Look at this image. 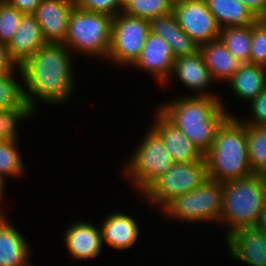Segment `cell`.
I'll return each instance as SVG.
<instances>
[{"mask_svg": "<svg viewBox=\"0 0 266 266\" xmlns=\"http://www.w3.org/2000/svg\"><path fill=\"white\" fill-rule=\"evenodd\" d=\"M199 51L214 82L227 84L241 65L220 39L200 45Z\"/></svg>", "mask_w": 266, "mask_h": 266, "instance_id": "obj_21", "label": "cell"}, {"mask_svg": "<svg viewBox=\"0 0 266 266\" xmlns=\"http://www.w3.org/2000/svg\"><path fill=\"white\" fill-rule=\"evenodd\" d=\"M207 179L206 160L174 163L141 195L149 204L162 210L175 197L195 190Z\"/></svg>", "mask_w": 266, "mask_h": 266, "instance_id": "obj_8", "label": "cell"}, {"mask_svg": "<svg viewBox=\"0 0 266 266\" xmlns=\"http://www.w3.org/2000/svg\"><path fill=\"white\" fill-rule=\"evenodd\" d=\"M181 29L199 46L219 39L221 31L206 0H184L172 10Z\"/></svg>", "mask_w": 266, "mask_h": 266, "instance_id": "obj_10", "label": "cell"}, {"mask_svg": "<svg viewBox=\"0 0 266 266\" xmlns=\"http://www.w3.org/2000/svg\"><path fill=\"white\" fill-rule=\"evenodd\" d=\"M222 201L224 239L240 228L254 227L266 201V176L253 173L224 182Z\"/></svg>", "mask_w": 266, "mask_h": 266, "instance_id": "obj_4", "label": "cell"}, {"mask_svg": "<svg viewBox=\"0 0 266 266\" xmlns=\"http://www.w3.org/2000/svg\"><path fill=\"white\" fill-rule=\"evenodd\" d=\"M219 39L241 64L250 63L252 25L222 28Z\"/></svg>", "mask_w": 266, "mask_h": 266, "instance_id": "obj_24", "label": "cell"}, {"mask_svg": "<svg viewBox=\"0 0 266 266\" xmlns=\"http://www.w3.org/2000/svg\"><path fill=\"white\" fill-rule=\"evenodd\" d=\"M23 13L0 0V42L8 44L18 29Z\"/></svg>", "mask_w": 266, "mask_h": 266, "instance_id": "obj_30", "label": "cell"}, {"mask_svg": "<svg viewBox=\"0 0 266 266\" xmlns=\"http://www.w3.org/2000/svg\"><path fill=\"white\" fill-rule=\"evenodd\" d=\"M221 97L180 95L156 107L205 155L214 144L218 127L229 116Z\"/></svg>", "mask_w": 266, "mask_h": 266, "instance_id": "obj_2", "label": "cell"}, {"mask_svg": "<svg viewBox=\"0 0 266 266\" xmlns=\"http://www.w3.org/2000/svg\"><path fill=\"white\" fill-rule=\"evenodd\" d=\"M34 111L27 103L24 107H18L11 110L0 111V141L15 139L18 140V123L26 121L34 115Z\"/></svg>", "mask_w": 266, "mask_h": 266, "instance_id": "obj_29", "label": "cell"}, {"mask_svg": "<svg viewBox=\"0 0 266 266\" xmlns=\"http://www.w3.org/2000/svg\"><path fill=\"white\" fill-rule=\"evenodd\" d=\"M144 134L122 168L125 178L140 195L175 163L161 137L150 126Z\"/></svg>", "mask_w": 266, "mask_h": 266, "instance_id": "obj_7", "label": "cell"}, {"mask_svg": "<svg viewBox=\"0 0 266 266\" xmlns=\"http://www.w3.org/2000/svg\"><path fill=\"white\" fill-rule=\"evenodd\" d=\"M247 148L251 170L266 176V125H247Z\"/></svg>", "mask_w": 266, "mask_h": 266, "instance_id": "obj_26", "label": "cell"}, {"mask_svg": "<svg viewBox=\"0 0 266 266\" xmlns=\"http://www.w3.org/2000/svg\"><path fill=\"white\" fill-rule=\"evenodd\" d=\"M149 32V20L119 13L113 17L110 51L106 60L116 66H132L140 57Z\"/></svg>", "mask_w": 266, "mask_h": 266, "instance_id": "obj_9", "label": "cell"}, {"mask_svg": "<svg viewBox=\"0 0 266 266\" xmlns=\"http://www.w3.org/2000/svg\"><path fill=\"white\" fill-rule=\"evenodd\" d=\"M204 157L211 180L224 183L251 176L246 124L229 115L218 127L214 144Z\"/></svg>", "mask_w": 266, "mask_h": 266, "instance_id": "obj_3", "label": "cell"}, {"mask_svg": "<svg viewBox=\"0 0 266 266\" xmlns=\"http://www.w3.org/2000/svg\"><path fill=\"white\" fill-rule=\"evenodd\" d=\"M113 17L79 8L71 11L64 44L72 53L94 59H107L110 51ZM101 58V59H100Z\"/></svg>", "mask_w": 266, "mask_h": 266, "instance_id": "obj_5", "label": "cell"}, {"mask_svg": "<svg viewBox=\"0 0 266 266\" xmlns=\"http://www.w3.org/2000/svg\"><path fill=\"white\" fill-rule=\"evenodd\" d=\"M19 72L17 79L16 73ZM20 79V81H18ZM27 104L20 67L0 73V111L24 107Z\"/></svg>", "mask_w": 266, "mask_h": 266, "instance_id": "obj_25", "label": "cell"}, {"mask_svg": "<svg viewBox=\"0 0 266 266\" xmlns=\"http://www.w3.org/2000/svg\"><path fill=\"white\" fill-rule=\"evenodd\" d=\"M175 57L168 43L152 32H149L140 57L132 65L155 77L159 85H163L170 77Z\"/></svg>", "mask_w": 266, "mask_h": 266, "instance_id": "obj_12", "label": "cell"}, {"mask_svg": "<svg viewBox=\"0 0 266 266\" xmlns=\"http://www.w3.org/2000/svg\"><path fill=\"white\" fill-rule=\"evenodd\" d=\"M16 68L18 65L10 56L7 44L0 42V73L13 71Z\"/></svg>", "mask_w": 266, "mask_h": 266, "instance_id": "obj_35", "label": "cell"}, {"mask_svg": "<svg viewBox=\"0 0 266 266\" xmlns=\"http://www.w3.org/2000/svg\"><path fill=\"white\" fill-rule=\"evenodd\" d=\"M104 218L100 224L103 247L125 250L138 241L141 228L131 215L115 211Z\"/></svg>", "mask_w": 266, "mask_h": 266, "instance_id": "obj_18", "label": "cell"}, {"mask_svg": "<svg viewBox=\"0 0 266 266\" xmlns=\"http://www.w3.org/2000/svg\"><path fill=\"white\" fill-rule=\"evenodd\" d=\"M254 227L266 236V201L264 203V206L258 216V219Z\"/></svg>", "mask_w": 266, "mask_h": 266, "instance_id": "obj_37", "label": "cell"}, {"mask_svg": "<svg viewBox=\"0 0 266 266\" xmlns=\"http://www.w3.org/2000/svg\"><path fill=\"white\" fill-rule=\"evenodd\" d=\"M224 241L233 260L248 266H266V236L255 227L240 228Z\"/></svg>", "mask_w": 266, "mask_h": 266, "instance_id": "obj_15", "label": "cell"}, {"mask_svg": "<svg viewBox=\"0 0 266 266\" xmlns=\"http://www.w3.org/2000/svg\"><path fill=\"white\" fill-rule=\"evenodd\" d=\"M227 83L234 96L248 103L266 88V67L251 63L241 64Z\"/></svg>", "mask_w": 266, "mask_h": 266, "instance_id": "obj_22", "label": "cell"}, {"mask_svg": "<svg viewBox=\"0 0 266 266\" xmlns=\"http://www.w3.org/2000/svg\"><path fill=\"white\" fill-rule=\"evenodd\" d=\"M17 227L0 211V266H27L31 262V247Z\"/></svg>", "mask_w": 266, "mask_h": 266, "instance_id": "obj_17", "label": "cell"}, {"mask_svg": "<svg viewBox=\"0 0 266 266\" xmlns=\"http://www.w3.org/2000/svg\"><path fill=\"white\" fill-rule=\"evenodd\" d=\"M76 8L109 15L111 17L117 16L123 12V4L121 0H73Z\"/></svg>", "mask_w": 266, "mask_h": 266, "instance_id": "obj_32", "label": "cell"}, {"mask_svg": "<svg viewBox=\"0 0 266 266\" xmlns=\"http://www.w3.org/2000/svg\"><path fill=\"white\" fill-rule=\"evenodd\" d=\"M258 19H266V0H240Z\"/></svg>", "mask_w": 266, "mask_h": 266, "instance_id": "obj_36", "label": "cell"}, {"mask_svg": "<svg viewBox=\"0 0 266 266\" xmlns=\"http://www.w3.org/2000/svg\"><path fill=\"white\" fill-rule=\"evenodd\" d=\"M151 128L161 137L168 154L175 163L204 161L202 152L171 123L157 108Z\"/></svg>", "mask_w": 266, "mask_h": 266, "instance_id": "obj_14", "label": "cell"}, {"mask_svg": "<svg viewBox=\"0 0 266 266\" xmlns=\"http://www.w3.org/2000/svg\"><path fill=\"white\" fill-rule=\"evenodd\" d=\"M172 10L173 5L169 0H129L123 6V12L127 15L147 20Z\"/></svg>", "mask_w": 266, "mask_h": 266, "instance_id": "obj_28", "label": "cell"}, {"mask_svg": "<svg viewBox=\"0 0 266 266\" xmlns=\"http://www.w3.org/2000/svg\"><path fill=\"white\" fill-rule=\"evenodd\" d=\"M73 8V0H41L34 15L47 43L65 42Z\"/></svg>", "mask_w": 266, "mask_h": 266, "instance_id": "obj_13", "label": "cell"}, {"mask_svg": "<svg viewBox=\"0 0 266 266\" xmlns=\"http://www.w3.org/2000/svg\"><path fill=\"white\" fill-rule=\"evenodd\" d=\"M129 0H121V3L124 5Z\"/></svg>", "mask_w": 266, "mask_h": 266, "instance_id": "obj_40", "label": "cell"}, {"mask_svg": "<svg viewBox=\"0 0 266 266\" xmlns=\"http://www.w3.org/2000/svg\"><path fill=\"white\" fill-rule=\"evenodd\" d=\"M47 42L34 14H23L19 26L7 44L9 54L19 66Z\"/></svg>", "mask_w": 266, "mask_h": 266, "instance_id": "obj_19", "label": "cell"}, {"mask_svg": "<svg viewBox=\"0 0 266 266\" xmlns=\"http://www.w3.org/2000/svg\"><path fill=\"white\" fill-rule=\"evenodd\" d=\"M72 58L64 43H46L19 65L25 99L34 111L37 101L56 106L73 97L76 78Z\"/></svg>", "mask_w": 266, "mask_h": 266, "instance_id": "obj_1", "label": "cell"}, {"mask_svg": "<svg viewBox=\"0 0 266 266\" xmlns=\"http://www.w3.org/2000/svg\"><path fill=\"white\" fill-rule=\"evenodd\" d=\"M64 232V244L69 257L87 261L102 253L103 243L100 227L85 220L68 225Z\"/></svg>", "mask_w": 266, "mask_h": 266, "instance_id": "obj_16", "label": "cell"}, {"mask_svg": "<svg viewBox=\"0 0 266 266\" xmlns=\"http://www.w3.org/2000/svg\"><path fill=\"white\" fill-rule=\"evenodd\" d=\"M18 140L8 139L0 141V177L6 179L22 178L25 164L20 154Z\"/></svg>", "mask_w": 266, "mask_h": 266, "instance_id": "obj_27", "label": "cell"}, {"mask_svg": "<svg viewBox=\"0 0 266 266\" xmlns=\"http://www.w3.org/2000/svg\"><path fill=\"white\" fill-rule=\"evenodd\" d=\"M23 14H34L41 0H3Z\"/></svg>", "mask_w": 266, "mask_h": 266, "instance_id": "obj_34", "label": "cell"}, {"mask_svg": "<svg viewBox=\"0 0 266 266\" xmlns=\"http://www.w3.org/2000/svg\"><path fill=\"white\" fill-rule=\"evenodd\" d=\"M6 183L4 182V180L0 177V208L1 209H3L2 208V199L4 198V195H5V190H6V185H5Z\"/></svg>", "mask_w": 266, "mask_h": 266, "instance_id": "obj_38", "label": "cell"}, {"mask_svg": "<svg viewBox=\"0 0 266 266\" xmlns=\"http://www.w3.org/2000/svg\"><path fill=\"white\" fill-rule=\"evenodd\" d=\"M173 77L174 79L176 77L180 83L189 88L193 92L192 96L221 97L218 93L204 91L208 89V86L210 88V84L214 81L200 51L192 55L175 58L170 77L161 87H166V85L167 88L170 87L172 80H174Z\"/></svg>", "mask_w": 266, "mask_h": 266, "instance_id": "obj_11", "label": "cell"}, {"mask_svg": "<svg viewBox=\"0 0 266 266\" xmlns=\"http://www.w3.org/2000/svg\"><path fill=\"white\" fill-rule=\"evenodd\" d=\"M223 183L205 180L198 188L175 197L162 210L170 220L187 224L221 222Z\"/></svg>", "mask_w": 266, "mask_h": 266, "instance_id": "obj_6", "label": "cell"}, {"mask_svg": "<svg viewBox=\"0 0 266 266\" xmlns=\"http://www.w3.org/2000/svg\"><path fill=\"white\" fill-rule=\"evenodd\" d=\"M169 1L172 3V5H174V4L182 2L184 0H169Z\"/></svg>", "mask_w": 266, "mask_h": 266, "instance_id": "obj_39", "label": "cell"}, {"mask_svg": "<svg viewBox=\"0 0 266 266\" xmlns=\"http://www.w3.org/2000/svg\"><path fill=\"white\" fill-rule=\"evenodd\" d=\"M149 24L150 32L168 43L175 58L199 51V45L181 29L173 11L151 18Z\"/></svg>", "mask_w": 266, "mask_h": 266, "instance_id": "obj_20", "label": "cell"}, {"mask_svg": "<svg viewBox=\"0 0 266 266\" xmlns=\"http://www.w3.org/2000/svg\"><path fill=\"white\" fill-rule=\"evenodd\" d=\"M250 63L266 67V19H258L252 25Z\"/></svg>", "mask_w": 266, "mask_h": 266, "instance_id": "obj_31", "label": "cell"}, {"mask_svg": "<svg viewBox=\"0 0 266 266\" xmlns=\"http://www.w3.org/2000/svg\"><path fill=\"white\" fill-rule=\"evenodd\" d=\"M248 104L251 110L250 117L239 119L247 125H266V88Z\"/></svg>", "mask_w": 266, "mask_h": 266, "instance_id": "obj_33", "label": "cell"}, {"mask_svg": "<svg viewBox=\"0 0 266 266\" xmlns=\"http://www.w3.org/2000/svg\"><path fill=\"white\" fill-rule=\"evenodd\" d=\"M220 28L253 25L258 18L240 0H206Z\"/></svg>", "mask_w": 266, "mask_h": 266, "instance_id": "obj_23", "label": "cell"}]
</instances>
